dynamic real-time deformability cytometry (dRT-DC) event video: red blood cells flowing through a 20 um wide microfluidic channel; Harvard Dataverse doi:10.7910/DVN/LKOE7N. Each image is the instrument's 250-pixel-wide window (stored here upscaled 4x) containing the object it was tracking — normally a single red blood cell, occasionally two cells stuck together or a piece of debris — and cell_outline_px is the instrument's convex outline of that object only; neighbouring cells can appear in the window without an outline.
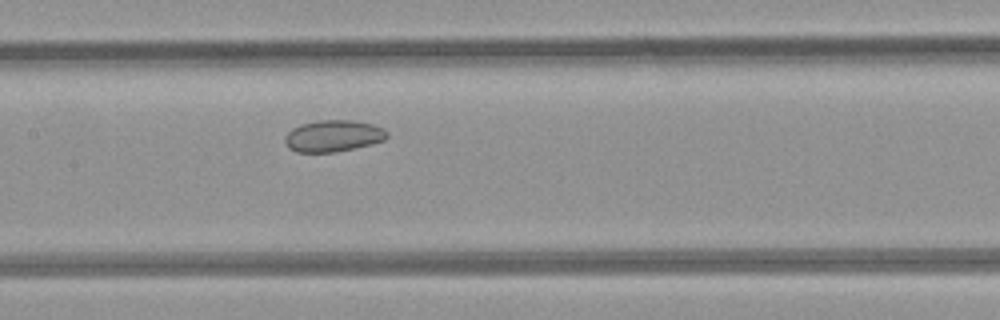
{"species": "common noctule bat (a hibernating species)", "species_latin": "Nyctalus noctula", "temperature_condition": "room temperature", "stored_images_in_passage": 6, "camera_frame_rate_fps": 3000, "um_per_image_px": 0.085, "animal": {"sex": "female", "body_mass_g": 21.9}, "frame": {"image": 1, "passage_image": 6, "time_ms": 6.667, "image_size_px": [1000, 320], "cell_outline_px": [[388, 136], [384, 140], [372, 144], [336, 152], [296, 152], [288, 148], [284, 140], [284, 136], [292, 128], [300, 124], [320, 120], [352, 120], [372, 124], [384, 128], [388, 132]], "centroid_in_image_um": [28.32, 11.55], "position_along_channel_um": 179.1, "area_um2": 18.96}}